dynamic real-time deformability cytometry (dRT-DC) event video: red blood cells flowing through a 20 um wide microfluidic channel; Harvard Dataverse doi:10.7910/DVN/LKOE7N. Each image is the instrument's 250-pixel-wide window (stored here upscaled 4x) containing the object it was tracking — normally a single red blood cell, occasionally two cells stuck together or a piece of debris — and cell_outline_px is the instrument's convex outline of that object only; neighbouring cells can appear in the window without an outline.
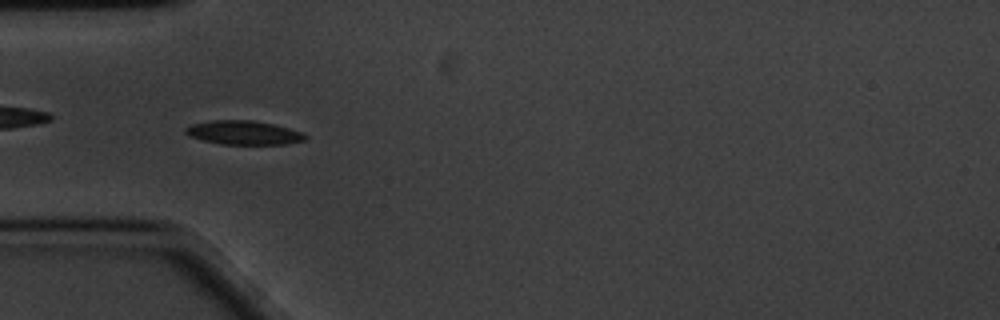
{"species": "common noctule bat (a hibernating species)", "species_latin": "Nyctalus noctula", "temperature_condition": "cold", "stored_images_in_passage": 58, "camera_frame_rate_fps": 3000, "um_per_image_px": 0.085, "animal": {"sex": "male", "body_mass_g": 20.1, "forearm_length_mm": 53.5}, "frame": {"image": 1, "passage_image": 17, "time_ms": 5.333, "image_size_px": [1000, 320], "cell_outline_px": [[308, 136], [304, 140], [284, 144], [220, 144], [188, 136], [184, 132], [184, 128], [192, 124], [212, 120], [252, 120], [272, 124], [304, 132]], "centroid_in_image_um": [20.69, 11.27], "position_along_channel_um": 64.3, "area_um2": 16.65}, "authors_computed_cell_mechanics": {"area_um2": 15.5482, "velocity_mm_per_s": 3.3745, "shape_relaxation_time_tau1_ms": 2.3596, "shape_relaxation_time_tau2_ms": null, "deformation_change_tau1": 0.0893, "deformation_change_tau2": null}}